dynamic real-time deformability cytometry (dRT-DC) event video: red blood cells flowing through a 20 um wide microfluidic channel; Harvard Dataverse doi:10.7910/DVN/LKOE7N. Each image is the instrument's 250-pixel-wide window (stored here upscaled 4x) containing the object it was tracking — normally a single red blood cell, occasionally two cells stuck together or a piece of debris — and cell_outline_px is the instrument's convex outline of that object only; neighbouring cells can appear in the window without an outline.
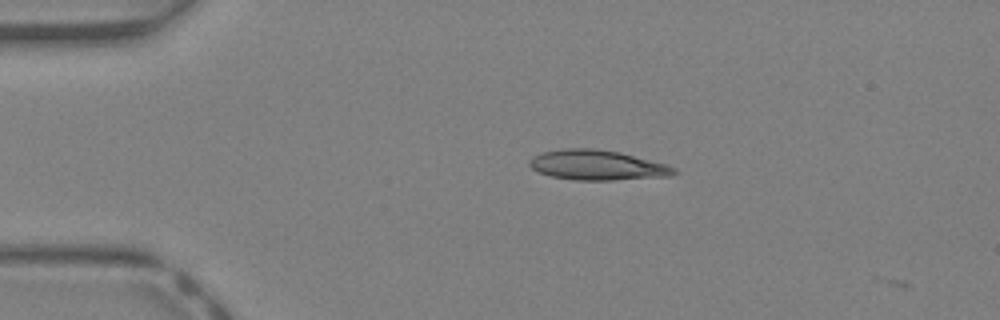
{"species": "Egyptian fruit bat (a non-hibernating species)", "species_latin": "Rousettus aegyptiacus", "temperature_condition": "warm", "stored_images_in_passage": 4, "camera_frame_rate_fps": 3000, "um_per_image_px": 0.085, "animal": {"sex": "female"}, "frame": {"image": 1, "passage_image": 2, "time_ms": 0.333, "image_size_px": [1000, 320], "cell_outline_px": [[680, 172], [668, 176], [612, 180], [576, 180], [552, 176], [540, 172], [532, 168], [528, 164], [528, 160], [532, 156], [540, 152], [564, 148], [596, 148], [620, 152], [664, 164], [676, 168]], "centroid_in_image_um": [50.73, 14.02], "position_along_channel_um": 34.3, "area_um2": 25.26}}